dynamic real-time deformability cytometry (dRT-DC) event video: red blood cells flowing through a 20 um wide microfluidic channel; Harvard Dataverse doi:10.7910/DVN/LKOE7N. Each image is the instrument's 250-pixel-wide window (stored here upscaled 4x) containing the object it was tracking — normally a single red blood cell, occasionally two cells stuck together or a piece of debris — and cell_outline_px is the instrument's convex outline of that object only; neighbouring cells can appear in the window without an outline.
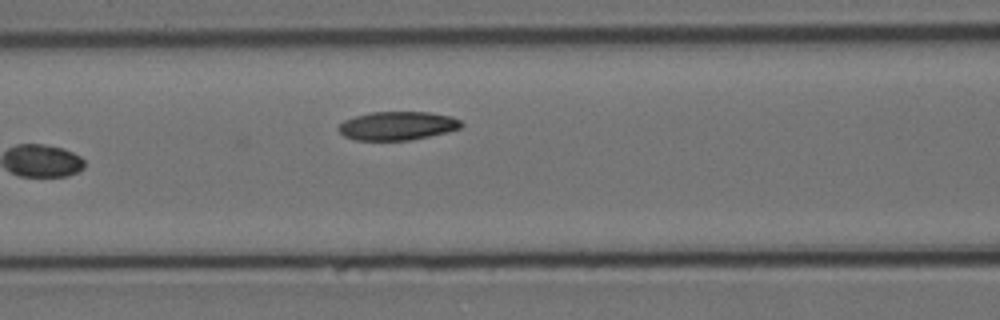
{"species": "Egyptian fruit bat (a non-hibernating species)", "species_latin": "Rousettus aegyptiacus", "temperature_condition": "cold", "stored_images_in_passage": 6, "camera_frame_rate_fps": 3000, "um_per_image_px": 0.085, "animal": {"sex": "female"}, "frame": {"image": 1, "passage_image": 6, "time_ms": 1.667, "image_size_px": [1000, 320], "cell_outline_px": [[464, 124], [460, 128], [448, 132], [408, 140], [356, 140], [344, 136], [336, 128], [344, 120], [356, 116], [372, 112], [428, 112], [452, 116], [460, 120]], "centroid_in_image_um": [33.79, 10.69], "position_along_channel_um": 132.8, "area_um2": 20.4}}